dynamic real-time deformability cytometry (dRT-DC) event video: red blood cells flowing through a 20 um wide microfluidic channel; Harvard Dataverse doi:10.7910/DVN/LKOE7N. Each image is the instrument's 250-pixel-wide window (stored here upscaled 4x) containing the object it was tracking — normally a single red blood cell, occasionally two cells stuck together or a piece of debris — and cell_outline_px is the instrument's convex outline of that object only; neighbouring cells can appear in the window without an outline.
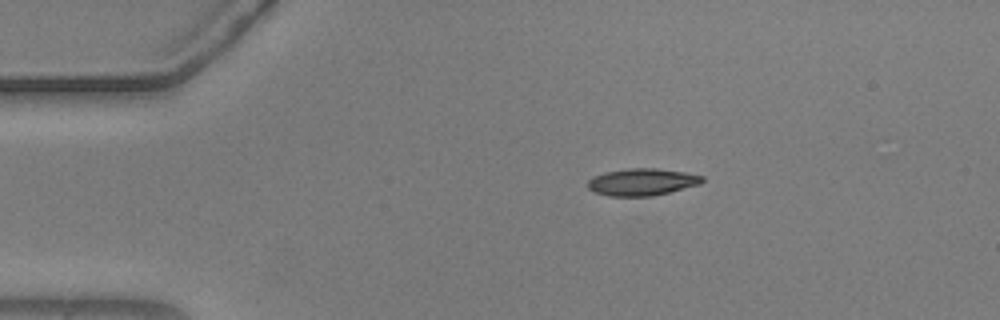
{"species": "common noctule bat (a hibernating species)", "species_latin": "Nyctalus noctula", "temperature_condition": "warm", "stored_images_in_passage": 31, "camera_frame_rate_fps": 3000, "um_per_image_px": 0.085, "animal": {"sex": "male", "body_mass_g": 20.5, "forearm_length_mm": 52.5}, "frame": {"image": 1, "passage_image": 1, "time_ms": 0.0, "image_size_px": [1000, 320], "cell_outline_px": [[704, 180], [700, 184], [652, 196], [608, 196], [596, 192], [588, 188], [588, 180], [592, 176], [604, 172], [628, 168], [656, 168], [684, 172], [704, 176]], "centroid_in_image_um": [54.55, 15.46], "position_along_channel_um": 30.4, "area_um2": 18.03}}
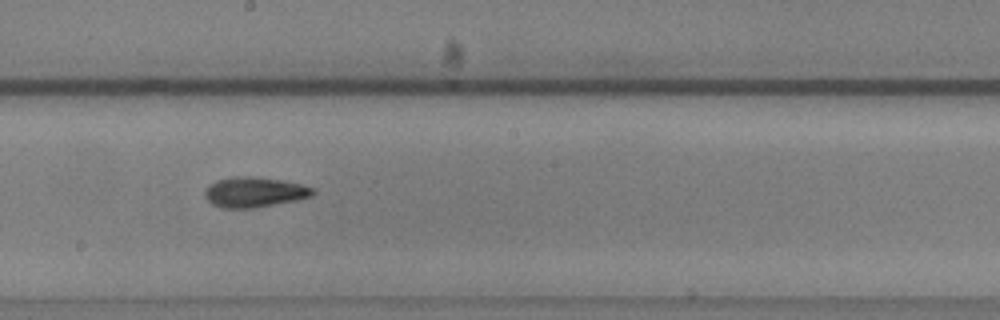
{"frame": {"image": 2, "passage_image": 21, "time_ms": 6.667, "image_size_px": [1000, 320], "cell_outline_px": [[316, 192], [312, 196], [296, 200], [256, 208], [220, 208], [212, 204], [204, 196], [204, 192], [208, 184], [216, 180], [236, 176], [252, 176], [280, 180], [300, 184], [316, 188]], "centroid_in_image_um": [21.61, 16.33], "position_along_channel_um": 226.6, "area_um2": 19.19}}
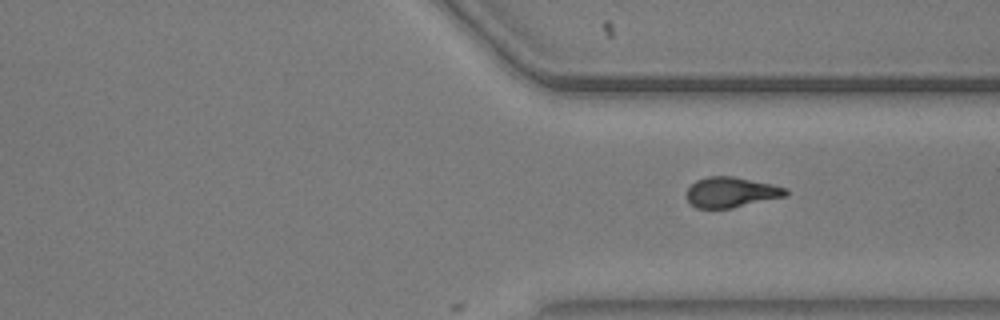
{"frame": {"image": 3, "passage_image": 31, "time_ms": 10.0, "image_size_px": [1000, 320], "cell_outline_px": [[788, 196], [732, 208], [696, 208], [684, 196], [684, 192], [696, 180], [708, 176], [732, 176], [772, 184], [788, 188]], "centroid_in_image_um": [62.15, 16.34], "position_along_channel_um": 349.3, "area_um2": 17.74}}